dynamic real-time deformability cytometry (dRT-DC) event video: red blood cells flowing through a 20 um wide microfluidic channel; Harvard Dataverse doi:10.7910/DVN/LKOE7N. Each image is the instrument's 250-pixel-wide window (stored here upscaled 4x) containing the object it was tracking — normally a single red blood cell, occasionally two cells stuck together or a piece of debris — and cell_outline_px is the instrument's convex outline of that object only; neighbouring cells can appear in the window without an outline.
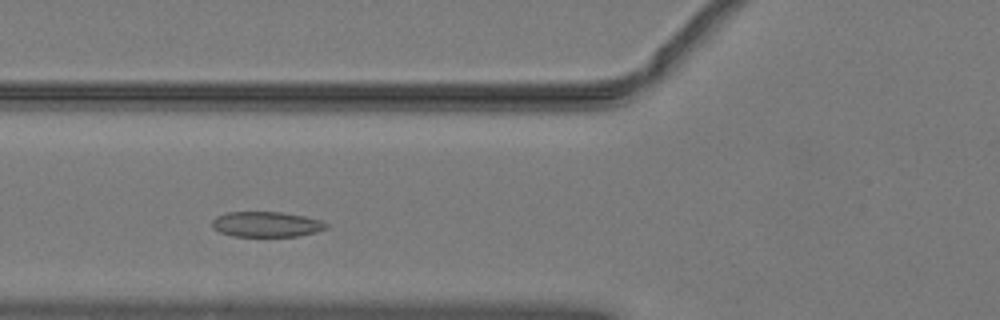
{"species": "common noctule bat (a hibernating species)", "species_latin": "Nyctalus noctula", "temperature_condition": "warm", "stored_images_in_passage": 39, "camera_frame_rate_fps": 3000, "um_per_image_px": 0.085, "animal": {"sex": "male", "body_mass_g": 19.2, "forearm_length_mm": 51.8}, "frame": {"image": 1, "passage_image": 8, "time_ms": 2.333, "image_size_px": [1000, 320], "cell_outline_px": [[328, 228], [316, 232], [300, 236], [232, 236], [220, 232], [212, 228], [212, 220], [216, 216], [224, 212], [280, 212], [304, 216], [320, 220], [328, 224]], "centroid_in_image_um": [22.63, 19.06], "position_along_channel_um": 103.2, "area_um2": 16.94}}
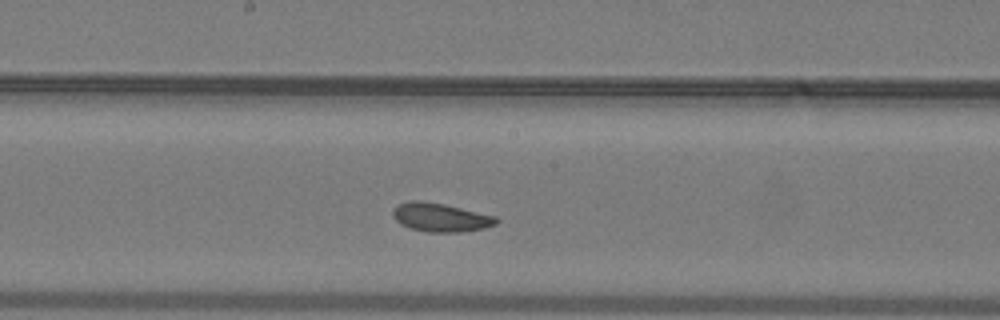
{"frame": {"image": 2, "passage_image": 16, "time_ms": 5.0, "image_size_px": [1000, 320], "cell_outline_px": [[500, 220], [496, 224], [484, 228], [460, 232], [428, 232], [412, 228], [400, 224], [392, 216], [392, 212], [396, 204], [412, 200], [420, 200], [444, 204], [496, 216]], "centroid_in_image_um": [37.43, 18.47], "position_along_channel_um": 210.8, "area_um2": 17.28}}
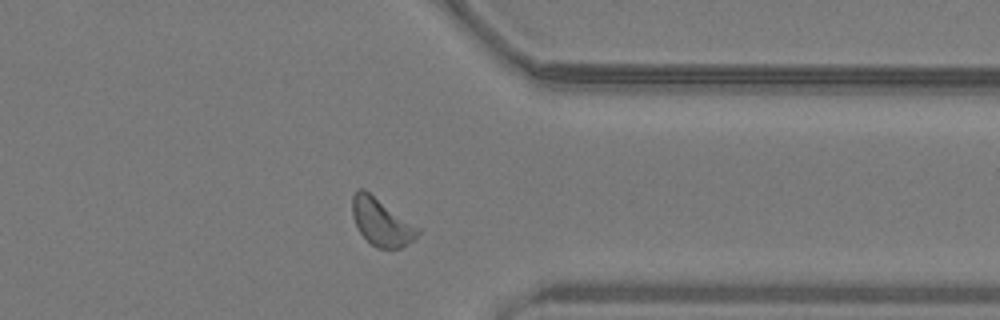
{"frame": {"image": 3, "passage_image": 29, "time_ms": 9.333, "image_size_px": [1000, 320], "cell_outline_px": [[420, 232], [408, 244], [400, 248], [376, 248], [360, 232], [352, 216], [352, 196], [360, 188], [364, 188], [420, 228]], "centroid_in_image_um": [32.41, 18.86], "position_along_channel_um": 379.0, "area_um2": 17.86}, "authors_computed_cell_mechanics": {"area_um2": 17.34, "velocity_mm_per_s": 4.0204, "shape_relaxation_time_tau1_ms": 2.6787, "shape_relaxation_time_tau2_ms": 4.5179, "deformation_change_tau1": 0.083, "deformation_change_tau2": 0.102}}